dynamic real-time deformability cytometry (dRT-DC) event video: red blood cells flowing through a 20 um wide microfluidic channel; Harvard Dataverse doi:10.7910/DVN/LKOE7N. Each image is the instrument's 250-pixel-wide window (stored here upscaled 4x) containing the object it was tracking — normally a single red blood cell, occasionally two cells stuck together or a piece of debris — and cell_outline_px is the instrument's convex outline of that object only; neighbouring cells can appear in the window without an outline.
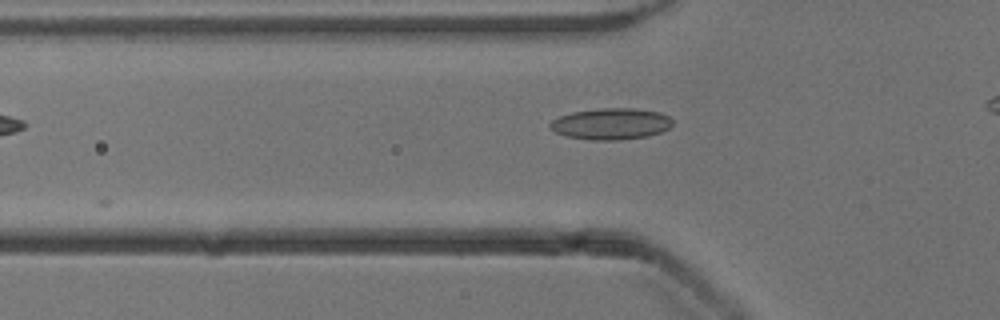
{"species": "common noctule bat (a hibernating species)", "species_latin": "Nyctalus noctula", "temperature_condition": "cold", "stored_images_in_passage": 21, "camera_frame_rate_fps": 3000, "um_per_image_px": 0.085, "animal": {"sex": "male", "body_mass_g": 13.3}, "frame": {"image": 1, "passage_image": 4, "time_ms": 1.0, "image_size_px": [1000, 320], "cell_outline_px": [[672, 124], [668, 128], [660, 132], [648, 136], [616, 140], [592, 140], [568, 136], [556, 132], [548, 124], [552, 120], [560, 116], [572, 112], [600, 108], [636, 108], [660, 112], [668, 116], [672, 120]], "centroid_in_image_um": [51.95, 10.51], "position_along_channel_um": 73.9, "area_um2": 22.25}}
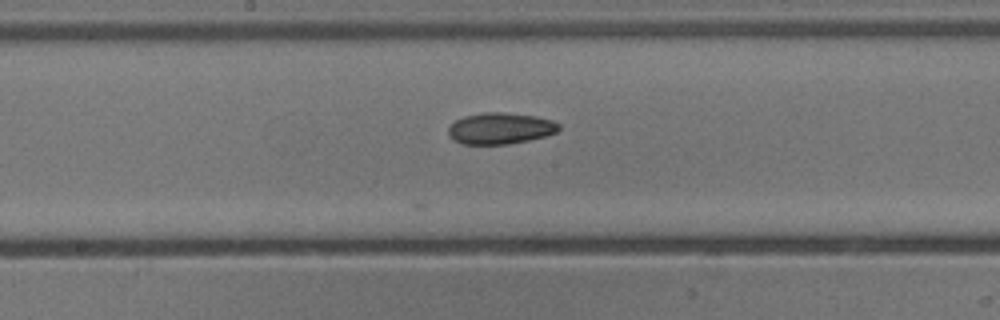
{"frame": {"image": 2, "passage_image": 14, "time_ms": 4.333, "image_size_px": [1000, 320], "cell_outline_px": [[560, 128], [556, 132], [544, 136], [528, 140], [508, 144], [460, 144], [452, 140], [448, 132], [448, 128], [456, 120], [464, 116], [484, 112], [504, 112], [536, 116], [552, 120], [560, 124]], "centroid_in_image_um": [42.51, 10.91], "position_along_channel_um": 205.7, "area_um2": 20.23}}
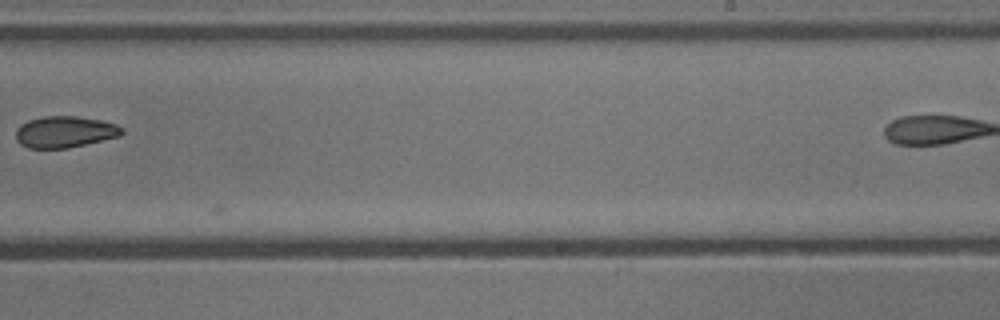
{"frame": {"image": 3, "passage_image": 20, "time_ms": 6.333, "image_size_px": [1000, 320], "cell_outline_px": [[124, 132], [120, 136], [68, 148], [28, 148], [20, 144], [16, 140], [16, 132], [20, 124], [28, 120], [44, 116], [76, 116], [100, 120], [116, 124], [124, 128]], "centroid_in_image_um": [5.51, 11.21], "position_along_channel_um": 283.5, "area_um2": 19.48}}